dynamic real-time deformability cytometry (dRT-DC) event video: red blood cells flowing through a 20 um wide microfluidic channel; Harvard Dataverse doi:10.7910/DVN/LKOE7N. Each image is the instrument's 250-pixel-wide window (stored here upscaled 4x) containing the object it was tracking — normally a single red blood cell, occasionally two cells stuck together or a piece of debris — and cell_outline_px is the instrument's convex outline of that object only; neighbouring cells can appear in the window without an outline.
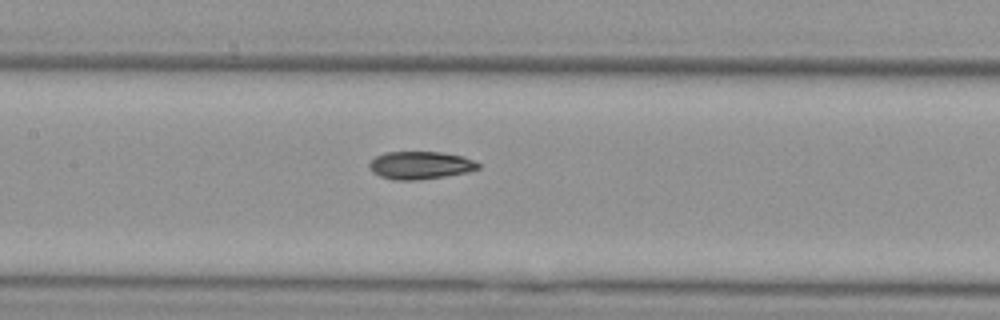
{"species": "Egyptian fruit bat (a non-hibernating species)", "species_latin": "Rousettus aegyptiacus", "temperature_condition": "cold", "stored_images_in_passage": 4, "camera_frame_rate_fps": 3000, "um_per_image_px": 0.085, "animal": {"sex": "female"}, "frame": {"image": 1, "passage_image": 4, "time_ms": 4.333, "image_size_px": [1000, 320], "cell_outline_px": [[480, 168], [468, 172], [444, 176], [416, 180], [396, 180], [380, 176], [372, 172], [368, 164], [376, 156], [384, 152], [440, 152], [464, 156], [480, 164]], "centroid_in_image_um": [35.72, 14.04], "position_along_channel_um": 171.7, "area_um2": 17.57}}